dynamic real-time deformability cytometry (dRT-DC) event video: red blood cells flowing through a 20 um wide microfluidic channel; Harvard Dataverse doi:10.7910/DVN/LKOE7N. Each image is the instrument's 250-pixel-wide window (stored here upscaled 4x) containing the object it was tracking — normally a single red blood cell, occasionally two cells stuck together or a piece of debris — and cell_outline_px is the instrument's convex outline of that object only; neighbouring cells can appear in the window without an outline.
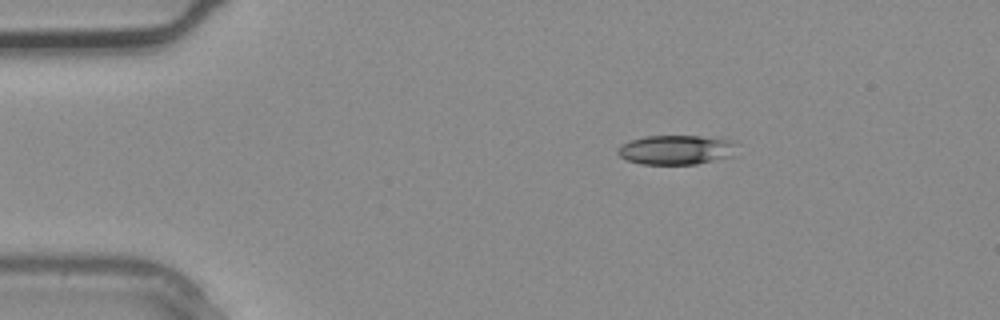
{"species": "common noctule bat (a hibernating species)", "species_latin": "Nyctalus noctula", "temperature_condition": "warm", "stored_images_in_passage": 2, "camera_frame_rate_fps": 3000, "um_per_image_px": 0.085, "animal": {"sex": "male", "body_mass_g": 20.4}, "frame": {"image": 1, "passage_image": 1, "time_ms": 0.0, "image_size_px": [1000, 320], "cell_outline_px": [[736, 144], [732, 156], [696, 164], [640, 164], [628, 160], [620, 156], [616, 152], [624, 144], [632, 140], [644, 136], [700, 136], [732, 140]], "centroid_in_image_um": [57.48, 12.73], "position_along_channel_um": 27.5, "area_um2": 20.17}}